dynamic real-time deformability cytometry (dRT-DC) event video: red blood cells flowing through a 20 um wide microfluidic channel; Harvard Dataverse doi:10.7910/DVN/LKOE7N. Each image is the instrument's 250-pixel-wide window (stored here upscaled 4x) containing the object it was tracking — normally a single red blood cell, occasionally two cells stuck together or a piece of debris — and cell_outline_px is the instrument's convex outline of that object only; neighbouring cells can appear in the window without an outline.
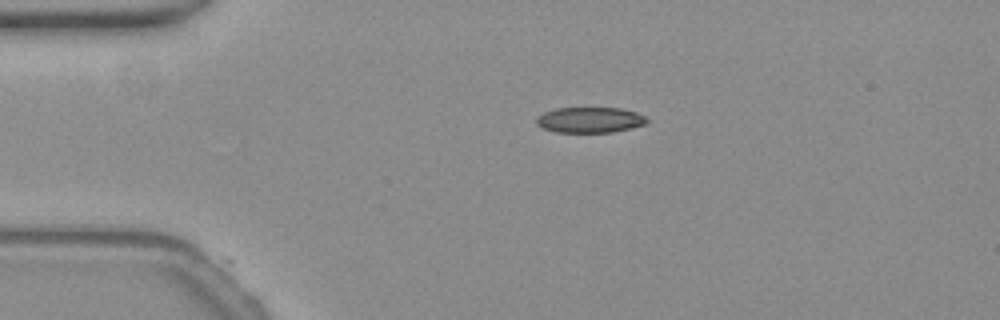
{"species": "common noctule bat (a hibernating species)", "species_latin": "Nyctalus noctula", "temperature_condition": "warm", "stored_images_in_passage": 2, "camera_frame_rate_fps": 3000, "um_per_image_px": 0.085, "animal": {"sex": "female", "body_mass_g": 19.3, "forearm_length_mm": 54.1}, "frame": {"image": 1, "passage_image": 1, "time_ms": 0.0, "image_size_px": [1000, 320], "cell_outline_px": [[648, 120], [644, 124], [612, 132], [556, 132], [540, 128], [536, 124], [536, 116], [544, 112], [556, 108], [620, 108], [636, 112], [644, 116]], "centroid_in_image_um": [50.06, 10.19], "position_along_channel_um": 34.9, "area_um2": 16.42}}